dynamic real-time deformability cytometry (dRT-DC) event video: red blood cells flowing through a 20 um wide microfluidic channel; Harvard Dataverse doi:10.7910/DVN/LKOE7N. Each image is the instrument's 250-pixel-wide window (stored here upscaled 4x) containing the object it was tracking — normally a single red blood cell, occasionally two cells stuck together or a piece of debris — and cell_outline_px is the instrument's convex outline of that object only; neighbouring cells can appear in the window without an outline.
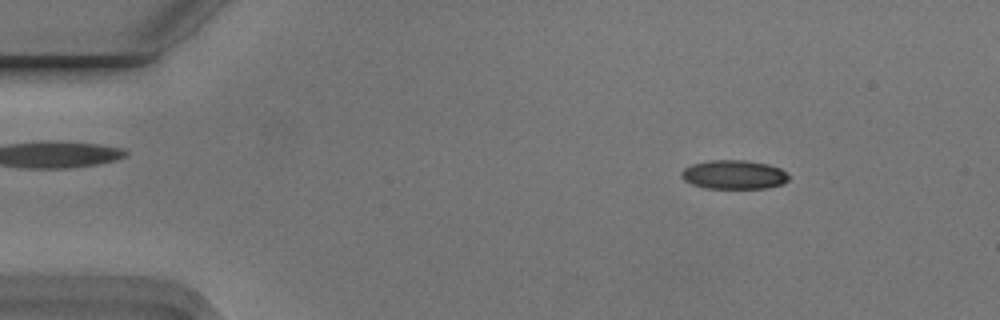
{"species": "Egyptian fruit bat (a non-hibernating species)", "species_latin": "Rousettus aegyptiacus", "temperature_condition": "cold", "stored_images_in_passage": 7, "camera_frame_rate_fps": 3000, "um_per_image_px": 0.085, "animal": {"sex": "male"}, "frame": {"image": 1, "passage_image": 2, "time_ms": 0.333, "image_size_px": [1000, 320], "cell_outline_px": [[788, 180], [780, 184], [768, 188], [704, 188], [692, 184], [684, 180], [680, 176], [680, 172], [684, 168], [692, 164], [712, 160], [744, 160], [768, 164], [780, 168], [788, 176]], "centroid_in_image_um": [62.34, 14.84], "position_along_channel_um": 22.7, "area_um2": 18.03}}
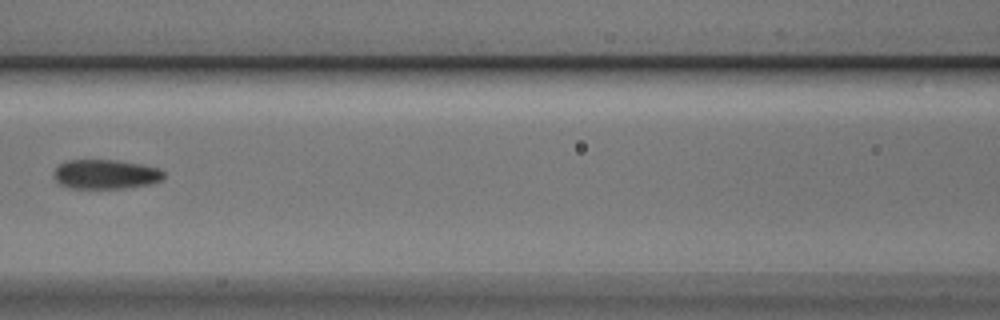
{"frame": {"image": 2, "passage_image": 7, "time_ms": 2.0, "image_size_px": [1000, 320], "cell_outline_px": [[164, 176], [160, 180], [148, 184], [124, 188], [72, 188], [60, 184], [56, 180], [56, 168], [60, 164], [68, 160], [116, 160], [140, 164], [160, 168], [164, 172]], "centroid_in_image_um": [9.0, 14.8], "position_along_channel_um": 157.6, "area_um2": 18.55}}